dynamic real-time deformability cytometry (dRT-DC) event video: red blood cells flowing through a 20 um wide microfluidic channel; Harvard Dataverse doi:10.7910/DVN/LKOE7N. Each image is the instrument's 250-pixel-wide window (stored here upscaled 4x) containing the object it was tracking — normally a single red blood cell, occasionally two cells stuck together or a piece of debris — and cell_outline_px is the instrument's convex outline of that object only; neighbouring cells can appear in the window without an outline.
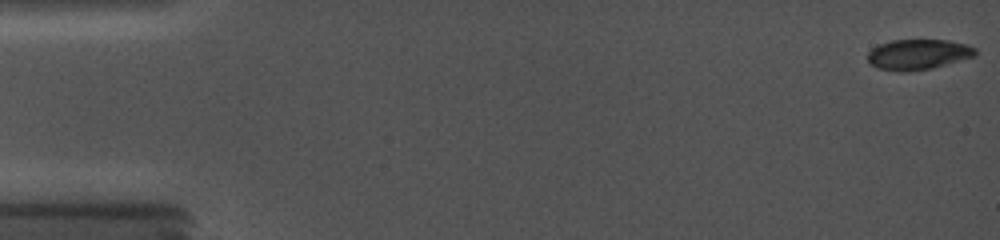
{"species": "common noctule bat (a hibernating species)", "species_latin": "Nyctalus noctula", "temperature_condition": "cold", "stored_images_in_passage": 79, "camera_frame_rate_fps": 5000, "um_per_image_px": 0.085, "animal": {"sex": "female", "body_mass_g": 19.0, "forearm_length_mm": 56.7}, "frame": {"image": 1, "passage_image": 1, "time_ms": 0.0, "image_size_px": [1000, 240], "cell_outline_px": [[976, 56], [932, 68], [904, 72], [876, 68], [868, 60], [868, 52], [872, 48], [880, 44], [892, 40], [948, 40], [968, 44], [976, 48]], "centroid_in_image_um": [78.06, 4.62], "position_along_channel_um": 6.9, "area_um2": 19.07}}
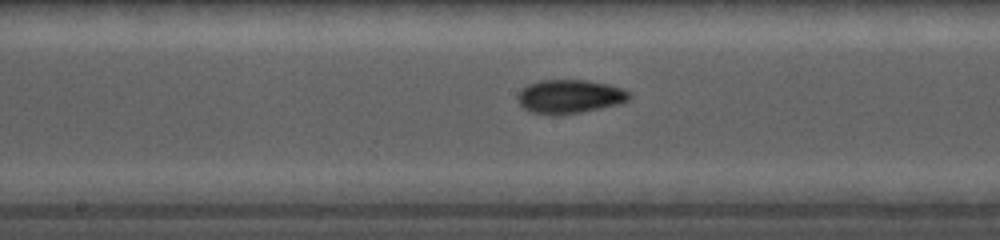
{"frame": {"image": 2, "passage_image": 50, "time_ms": 9.0, "image_size_px": [1000, 240], "cell_outline_px": [[632, 96], [628, 100], [620, 104], [560, 116], [548, 116], [532, 112], [524, 108], [520, 104], [516, 96], [520, 88], [528, 84], [540, 80], [584, 80], [608, 84], [624, 88]], "centroid_in_image_um": [48.39, 8.21], "position_along_channel_um": 199.8, "area_um2": 22.31}}
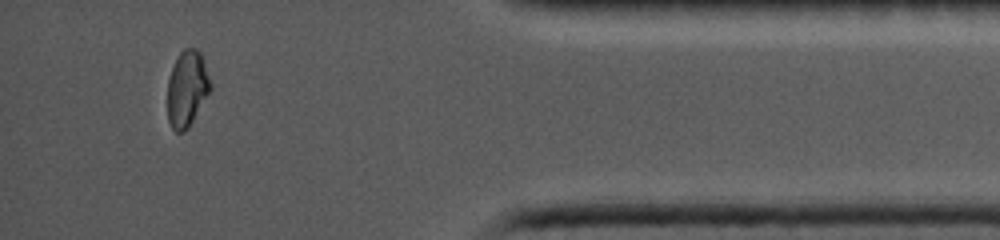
{"frame": {"image": 3, "passage_image": 75, "time_ms": 15.4, "image_size_px": [1000, 240], "cell_outline_px": [[212, 88], [188, 128], [184, 132], [176, 132], [172, 128], [168, 120], [168, 80], [172, 68], [180, 52], [184, 48], [196, 48], [200, 52], [212, 84]], "centroid_in_image_um": [15.9, 7.54], "position_along_channel_um": 419.3, "area_um2": 18.9}}